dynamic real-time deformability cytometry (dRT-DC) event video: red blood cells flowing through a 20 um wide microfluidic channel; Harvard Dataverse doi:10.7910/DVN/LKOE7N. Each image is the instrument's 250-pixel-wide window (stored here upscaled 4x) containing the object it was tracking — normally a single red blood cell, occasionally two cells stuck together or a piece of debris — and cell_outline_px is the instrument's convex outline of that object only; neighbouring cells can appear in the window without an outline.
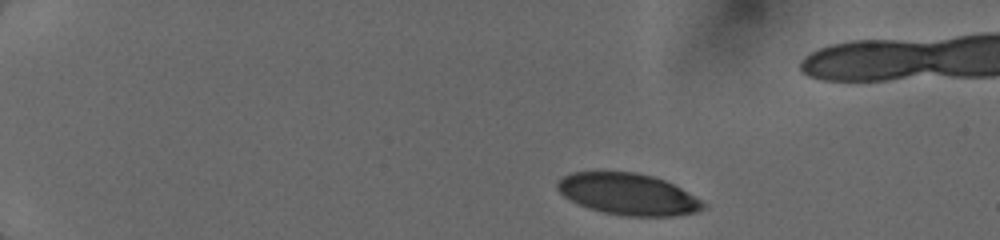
{"species": "human", "species_latin": "Homo sapiens", "temperature_condition": "cold", "stored_images_in_passage": 5, "camera_frame_rate_fps": 3000, "um_per_image_px": 0.085, "donor": {"sex": "female"}, "frame": {"image": 1, "passage_image": 1, "time_ms": 0.0, "image_size_px": [1000, 240], "cell_outline_px": [[708, 208], [696, 212], [676, 216], [624, 216], [604, 212], [588, 208], [564, 196], [556, 188], [556, 180], [560, 176], [572, 172], [636, 172], [652, 176], [664, 180], [704, 200], [708, 204]], "centroid_in_image_um": [53.41, 16.51], "position_along_channel_um": 31.6, "area_um2": 35.55}}
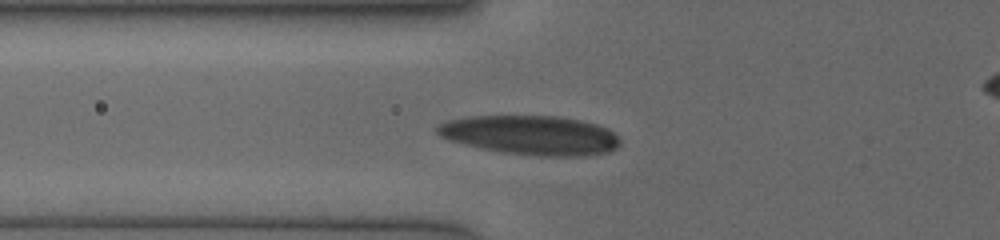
{"frame": {"image": 2, "passage_image": 5, "time_ms": 3.667, "image_size_px": [1000, 240], "cell_outline_px": [[620, 144], [612, 152], [588, 156], [536, 156], [504, 152], [480, 148], [448, 140], [440, 136], [436, 132], [436, 128], [440, 124], [448, 120], [468, 116], [556, 116], [580, 120], [596, 124], [608, 128], [620, 140]], "centroid_in_image_um": [45.13, 11.5], "position_along_channel_um": 80.7, "area_um2": 42.02}}